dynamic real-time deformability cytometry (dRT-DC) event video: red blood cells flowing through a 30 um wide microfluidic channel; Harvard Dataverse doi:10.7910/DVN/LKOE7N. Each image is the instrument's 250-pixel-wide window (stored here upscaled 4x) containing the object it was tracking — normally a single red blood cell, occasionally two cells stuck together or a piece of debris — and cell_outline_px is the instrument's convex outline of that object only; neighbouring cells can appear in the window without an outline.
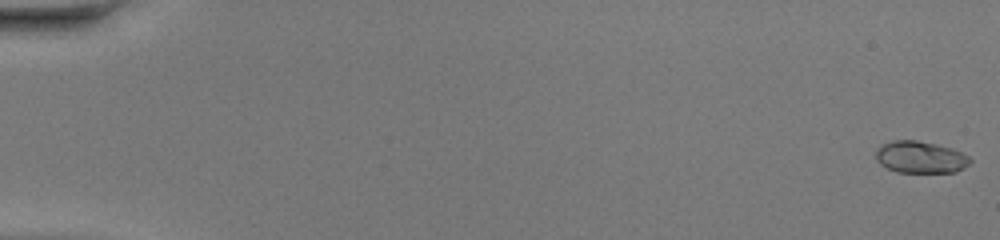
{"species": "common noctule bat (a hibernating species)", "species_latin": "Nyctalus noctula", "temperature_condition": "warm", "stored_images_in_passage": 43, "camera_frame_rate_fps": 3000, "um_per_image_px": 0.085, "animal": {"sex": "female", "body_mass_g": 20.0, "forearm_length_mm": 54.0}, "frame": {"image": 1, "passage_image": 1, "time_ms": 0.0, "image_size_px": [1000, 240], "cell_outline_px": [[972, 160], [964, 168], [956, 172], [896, 172], [880, 164], [876, 160], [876, 148], [880, 144], [892, 140], [916, 140], [936, 144], [952, 148], [964, 152]], "centroid_in_image_um": [78.23, 13.35], "position_along_channel_um": 6.8, "area_um2": 17.74}}
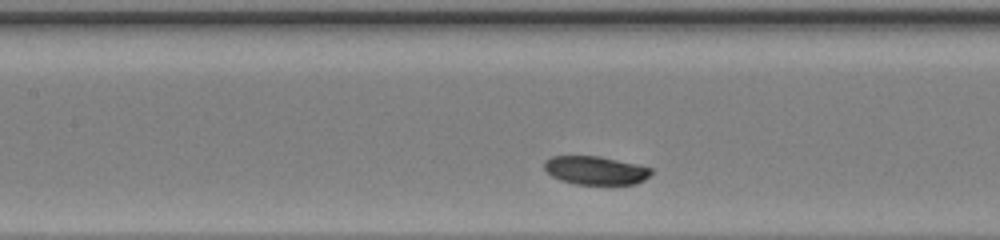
{"frame": {"image": 2, "passage_image": 25, "time_ms": 8.0, "image_size_px": [1000, 240], "cell_outline_px": [[652, 172], [644, 180], [636, 184], [576, 184], [560, 180], [552, 176], [544, 168], [544, 160], [552, 156], [600, 156], [636, 164], [652, 168]], "centroid_in_image_um": [50.61, 14.48], "position_along_channel_um": 156.8, "area_um2": 17.69}}
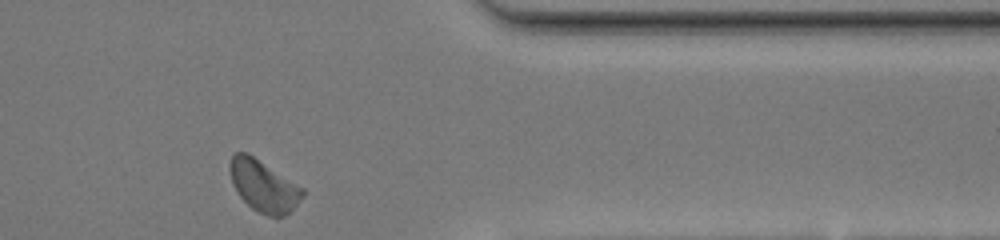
{"frame": {"image": 3, "passage_image": 43, "time_ms": 14.0, "image_size_px": [1000, 240], "cell_outline_px": [[304, 196], [284, 216], [276, 220], [252, 208], [240, 196], [232, 184], [228, 168], [228, 164], [232, 152], [248, 152], [304, 188]], "centroid_in_image_um": [22.38, 15.78], "position_along_channel_um": 389.0, "area_um2": 22.14}, "authors_computed_cell_mechanics": {"area_um2": 18.6116, "velocity_mm_per_s": 4.0357, "shape_relaxation_time_tau1_ms": 1.847, "shape_relaxation_time_tau2_ms": null, "deformation_change_tau1": 0.0612, "deformation_change_tau2": null}}